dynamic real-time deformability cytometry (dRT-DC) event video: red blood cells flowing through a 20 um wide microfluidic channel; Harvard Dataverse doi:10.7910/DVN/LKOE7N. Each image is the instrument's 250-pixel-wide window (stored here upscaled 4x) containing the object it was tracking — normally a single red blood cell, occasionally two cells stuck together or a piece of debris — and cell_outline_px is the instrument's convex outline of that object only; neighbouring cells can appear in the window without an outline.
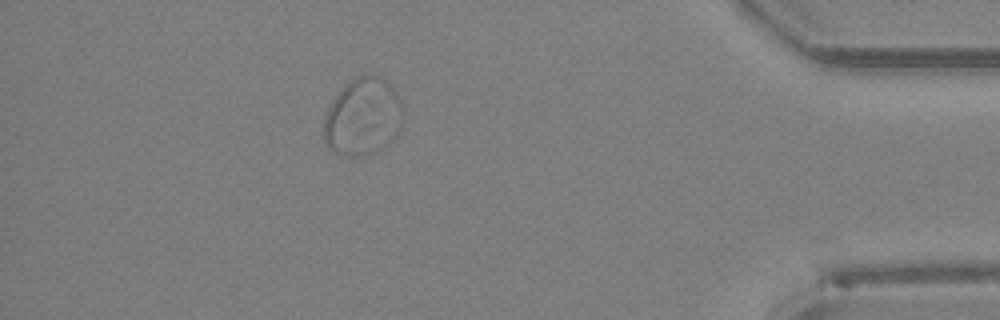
{"species": "Egyptian fruit bat (a non-hibernating species)", "species_latin": "Rousettus aegyptiacus", "temperature_condition": "room temperature", "stored_images_in_passage": 42, "segment_of_instrument_passage": [2, 2], "camera_frame_rate_fps": 3000, "um_per_image_px": 0.085, "animal": {"sex": "female"}, "frame": {"image": 1, "passage_image": 37, "time_ms": 12.0, "image_size_px": [1000, 320], "cell_outline_px": [[404, 120], [400, 136], [388, 144], [364, 156], [352, 156], [336, 152], [328, 148], [324, 140], [324, 116], [328, 104], [336, 92], [348, 80], [356, 76], [380, 76], [388, 80], [396, 92], [404, 108]], "centroid_in_image_um": [30.87, 9.91], "position_along_channel_um": 404.3, "area_um2": 36.76}}